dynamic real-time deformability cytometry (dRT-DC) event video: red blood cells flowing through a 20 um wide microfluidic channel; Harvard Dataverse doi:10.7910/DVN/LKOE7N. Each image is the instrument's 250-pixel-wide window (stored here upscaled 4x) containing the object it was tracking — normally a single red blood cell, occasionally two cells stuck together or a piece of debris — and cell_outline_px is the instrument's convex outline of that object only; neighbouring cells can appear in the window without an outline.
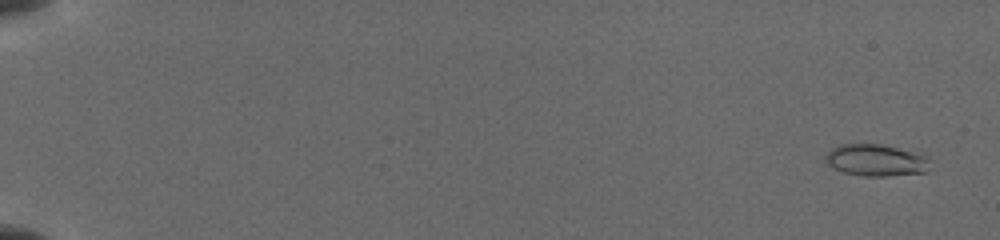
{"species": "common noctule bat (a hibernating species)", "species_latin": "Nyctalus noctula", "temperature_condition": "cold", "stored_images_in_passage": 45, "camera_frame_rate_fps": 3000, "um_per_image_px": 0.085, "animal": {"sex": "female", "body_mass_g": 19.5, "forearm_length_mm": 54.1}, "frame": {"image": 1, "passage_image": 3, "time_ms": 0.667, "image_size_px": [1000, 240], "cell_outline_px": [[928, 172], [884, 176], [864, 176], [844, 172], [828, 164], [824, 156], [832, 148], [840, 144], [880, 144], [928, 156]], "centroid_in_image_um": [74.45, 13.62], "position_along_channel_um": 10.6, "area_um2": 19.07}}
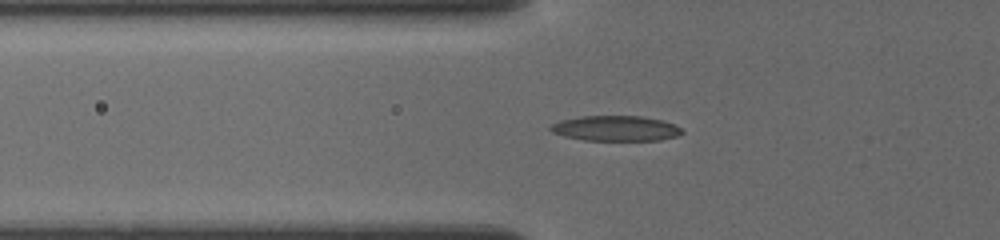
{"frame": {"image": 2, "passage_image": 39, "time_ms": 7.0, "image_size_px": [1000, 240], "cell_outline_px": [[684, 132], [680, 136], [660, 140], [584, 140], [564, 136], [552, 132], [548, 128], [552, 124], [560, 120], [580, 116], [640, 116], [664, 120], [680, 128]], "centroid_in_image_um": [52.34, 10.91], "position_along_channel_um": 73.5, "area_um2": 19.42}}